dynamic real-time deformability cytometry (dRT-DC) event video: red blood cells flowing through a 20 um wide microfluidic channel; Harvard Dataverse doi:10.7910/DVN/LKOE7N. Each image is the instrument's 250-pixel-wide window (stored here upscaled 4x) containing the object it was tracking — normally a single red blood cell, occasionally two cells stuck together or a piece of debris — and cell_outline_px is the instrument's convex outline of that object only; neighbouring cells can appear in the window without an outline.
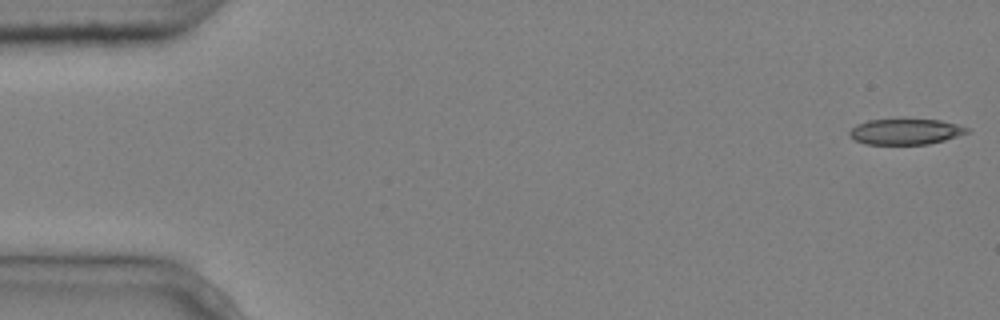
{"species": "common noctule bat (a hibernating species)", "species_latin": "Nyctalus noctula", "temperature_condition": "cold", "stored_images_in_passage": 3, "camera_frame_rate_fps": 3000, "um_per_image_px": 0.085, "animal": {"sex": "male", "body_mass_g": 20.4}, "frame": {"image": 1, "passage_image": 1, "time_ms": 0.0, "image_size_px": [1000, 320], "cell_outline_px": [[972, 132], [944, 140], [928, 144], [864, 144], [852, 140], [848, 136], [848, 132], [856, 124], [868, 120], [940, 120], [972, 128]], "centroid_in_image_um": [76.97, 11.2], "position_along_channel_um": 8.0, "area_um2": 17.74}}